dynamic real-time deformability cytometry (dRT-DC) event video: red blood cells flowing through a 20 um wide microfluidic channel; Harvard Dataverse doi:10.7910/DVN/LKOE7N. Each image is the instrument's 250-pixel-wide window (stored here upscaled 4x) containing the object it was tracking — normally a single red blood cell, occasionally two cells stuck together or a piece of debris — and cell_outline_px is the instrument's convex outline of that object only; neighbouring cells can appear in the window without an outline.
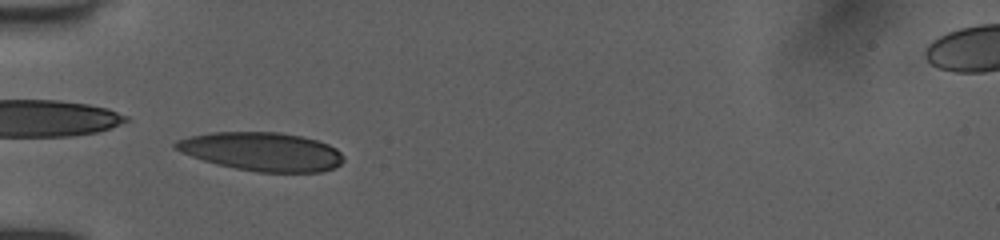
{"species": "human", "species_latin": "Homo sapiens", "temperature_condition": "room temperature", "stored_images_in_passage": 37, "camera_frame_rate_fps": 3000, "um_per_image_px": 0.085, "donor": {"sex": "female"}, "frame": {"image": 1, "passage_image": 3, "time_ms": 0.667, "image_size_px": [1000, 240], "cell_outline_px": [[344, 160], [340, 164], [332, 168], [320, 172], [256, 172], [216, 164], [180, 152], [172, 148], [172, 144], [176, 140], [192, 136], [212, 132], [280, 132], [300, 136], [316, 140], [328, 144], [336, 148], [344, 156]], "centroid_in_image_um": [22.24, 12.88], "position_along_channel_um": 62.8, "area_um2": 37.74}}
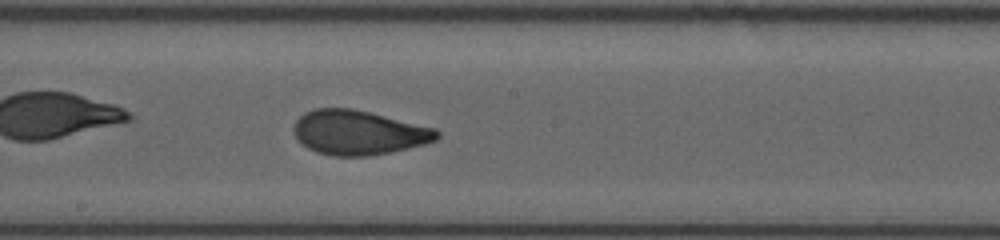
{"frame": {"image": 2, "passage_image": 15, "time_ms": 4.667, "image_size_px": [1000, 240], "cell_outline_px": [[440, 136], [436, 140], [424, 144], [408, 148], [368, 156], [332, 156], [316, 152], [308, 148], [296, 136], [292, 128], [296, 120], [304, 112], [316, 108], [352, 108], [436, 128], [440, 132]], "centroid_in_image_um": [30.48, 11.26], "position_along_channel_um": 217.7, "area_um2": 36.99}}
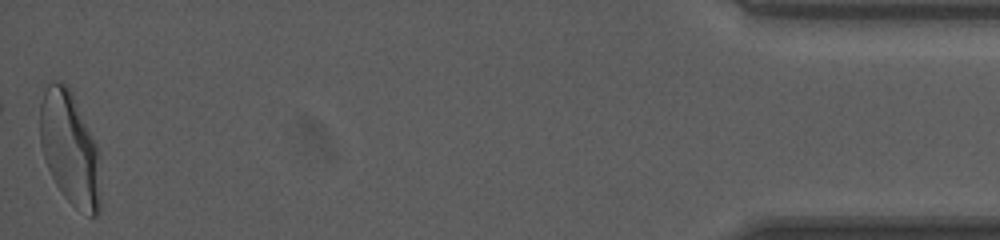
{"frame": {"image": 3, "passage_image": 37, "time_ms": 12.0, "image_size_px": [1000, 240], "cell_outline_px": [[100, 212], [96, 216], [92, 216], [76, 208], [64, 196], [56, 184], [44, 160], [40, 144], [40, 104], [44, 92], [48, 84], [52, 80], [60, 80], [72, 92], [96, 144], [100, 200]], "centroid_in_image_um": [5.9, 12.6], "position_along_channel_um": 429.3, "area_um2": 39.48}, "authors_computed_cell_mechanics": {"area_um2": 37.3388, "velocity_mm_per_s": 4.0145, "shape_relaxation_time_tau1_ms": 4.8778, "shape_relaxation_time_tau2_ms": 1.0381, "deformation_change_tau1": 0.1808, "deformation_change_tau2": 0.0677}}